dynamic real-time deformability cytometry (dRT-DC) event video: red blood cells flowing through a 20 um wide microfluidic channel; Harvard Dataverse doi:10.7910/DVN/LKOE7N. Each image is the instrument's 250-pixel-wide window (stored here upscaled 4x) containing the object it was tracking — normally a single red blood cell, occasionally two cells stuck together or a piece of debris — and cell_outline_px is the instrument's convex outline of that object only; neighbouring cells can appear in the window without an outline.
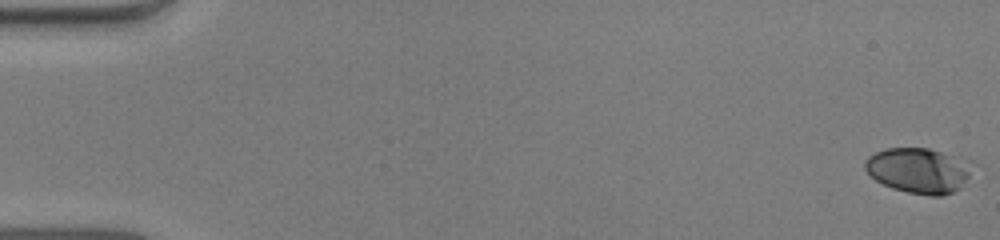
{"species": "human", "species_latin": "Homo sapiens", "temperature_condition": "warm", "stored_images_in_passage": 52, "camera_frame_rate_fps": 3000, "um_per_image_px": 0.085, "donor": {"sex": "male"}, "frame": {"image": 1, "passage_image": 1, "time_ms": 0.0, "image_size_px": [1000, 240], "cell_outline_px": [[972, 160], [968, 176], [960, 188], [952, 192], [940, 196], [928, 196], [908, 192], [892, 188], [876, 180], [864, 168], [864, 160], [868, 156], [884, 148], [928, 148]], "centroid_in_image_um": [78.08, 14.47], "position_along_channel_um": 6.9, "area_um2": 28.38}}
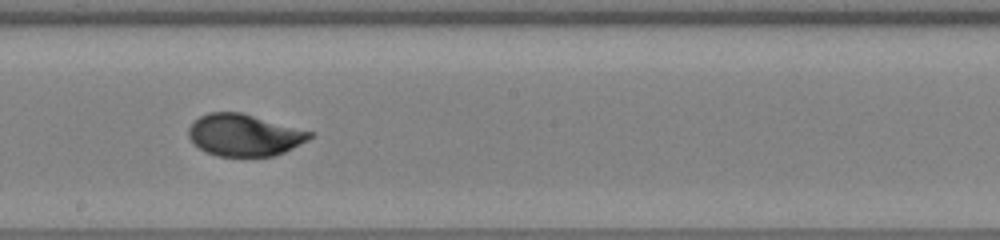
{"frame": {"image": 2, "passage_image": 30, "time_ms": 9.667, "image_size_px": [1000, 240], "cell_outline_px": [[312, 136], [308, 140], [284, 152], [272, 156], [216, 156], [200, 148], [188, 136], [188, 128], [200, 116], [208, 112], [240, 112], [312, 132]], "centroid_in_image_um": [20.74, 11.48], "position_along_channel_um": 227.5, "area_um2": 29.13}}
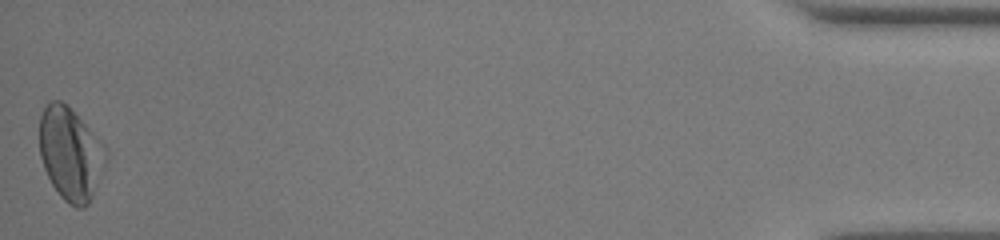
{"frame": {"image": 3, "passage_image": 52, "time_ms": 17.0, "image_size_px": [1000, 240], "cell_outline_px": [[108, 160], [92, 196], [88, 204], [84, 208], [76, 208], [68, 204], [60, 196], [52, 184], [44, 168], [40, 156], [40, 116], [44, 108], [52, 100], [60, 100], [108, 148]], "centroid_in_image_um": [6.01, 13.13], "position_along_channel_um": 429.2, "area_um2": 35.6}, "authors_computed_cell_mechanics": {"area_um2": 28.5243, "velocity_mm_per_s": 4.0448, "shape_relaxation_time_tau1_ms": 5.1495, "shape_relaxation_time_tau2_ms": 0.8362, "deformation_change_tau1": 0.1973, "deformation_change_tau2": 0.0457}}